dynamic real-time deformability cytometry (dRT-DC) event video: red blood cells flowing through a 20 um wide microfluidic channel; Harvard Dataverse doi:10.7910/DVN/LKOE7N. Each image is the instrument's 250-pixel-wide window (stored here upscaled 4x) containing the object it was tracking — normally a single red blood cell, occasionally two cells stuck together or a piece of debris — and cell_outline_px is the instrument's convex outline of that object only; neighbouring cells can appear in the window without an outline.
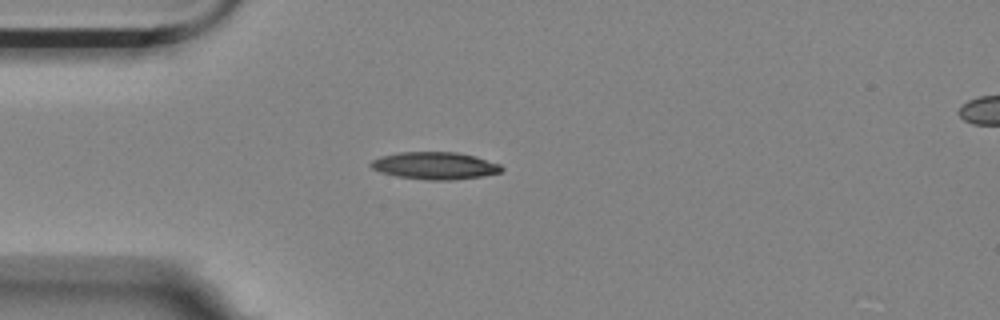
{"species": "Egyptian fruit bat (a non-hibernating species)", "species_latin": "Rousettus aegyptiacus", "temperature_condition": "room temperature", "stored_images_in_passage": 2, "segment_of_instrument_passage": [1, 2], "camera_frame_rate_fps": 3000, "um_per_image_px": 0.085, "animal": {"sex": "female"}, "frame": {"image": 1, "passage_image": 1, "time_ms": 0.0, "image_size_px": [1000, 320], "cell_outline_px": [[504, 168], [500, 172], [480, 176], [452, 180], [428, 180], [396, 176], [380, 172], [372, 168], [368, 164], [372, 160], [380, 156], [400, 152], [456, 152], [476, 156], [500, 164]], "centroid_in_image_um": [36.94, 14.07], "position_along_channel_um": 48.1, "area_um2": 20.81}}